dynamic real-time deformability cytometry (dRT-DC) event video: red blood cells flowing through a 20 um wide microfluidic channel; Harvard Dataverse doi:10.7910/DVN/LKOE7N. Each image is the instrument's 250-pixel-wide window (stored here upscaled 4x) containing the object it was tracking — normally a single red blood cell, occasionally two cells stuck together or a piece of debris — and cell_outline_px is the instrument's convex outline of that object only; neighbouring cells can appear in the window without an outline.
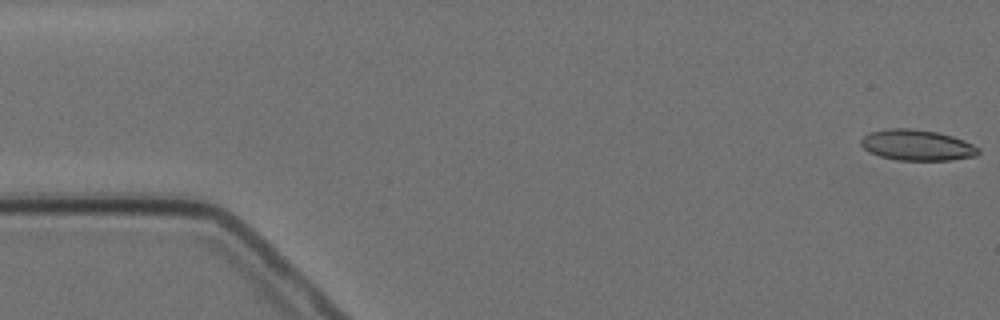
{"species": "Egyptian fruit bat (a non-hibernating species)", "species_latin": "Rousettus aegyptiacus", "temperature_condition": "cold", "stored_images_in_passage": 15, "camera_frame_rate_fps": 3000, "um_per_image_px": 0.085, "animal": {"sex": "female"}, "frame": {"image": 1, "passage_image": 1, "time_ms": 0.0, "image_size_px": [1000, 320], "cell_outline_px": [[980, 152], [976, 156], [952, 160], [896, 160], [880, 156], [868, 152], [860, 144], [860, 140], [868, 132], [888, 128], [912, 128], [936, 132], [952, 136], [964, 140], [980, 148]], "centroid_in_image_um": [77.93, 12.33], "position_along_channel_um": 7.1, "area_um2": 21.27}}
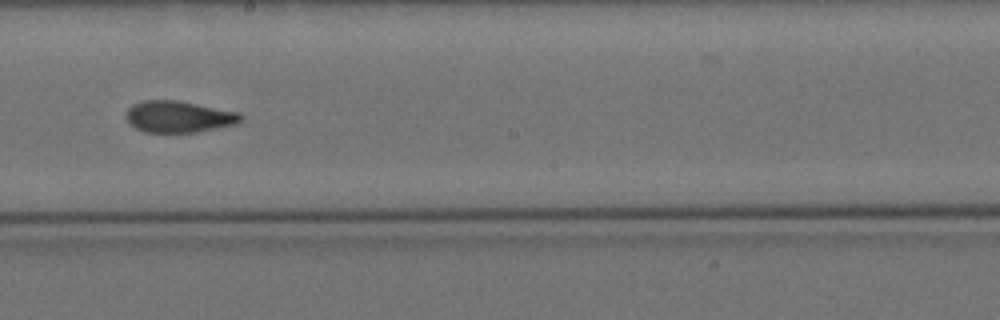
{"frame": {"image": 2, "passage_image": 9, "time_ms": 10.0, "image_size_px": [1000, 320], "cell_outline_px": [[244, 120], [236, 124], [196, 132], [144, 132], [128, 124], [128, 108], [132, 104], [140, 100], [176, 100], [240, 112], [244, 116]], "centroid_in_image_um": [15.22, 9.91], "position_along_channel_um": 233.0, "area_um2": 21.15}}
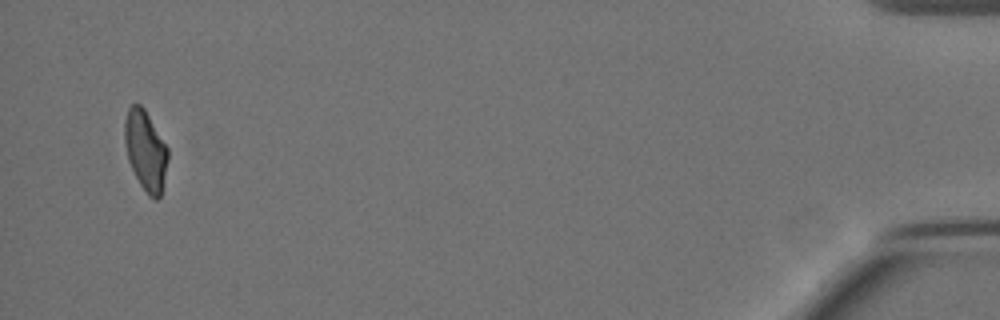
{"frame": {"image": 3, "passage_image": 15, "time_ms": 18.0, "image_size_px": [1000, 320], "cell_outline_px": [[168, 160], [160, 196], [156, 200], [148, 196], [140, 184], [128, 160], [124, 140], [124, 120], [128, 108], [132, 104], [140, 104], [144, 108], [168, 148]], "centroid_in_image_um": [12.36, 12.78], "position_along_channel_um": 422.8, "area_um2": 20.06}, "authors_computed_cell_mechanics": {"area_um2": 21.2704, "velocity_mm_per_s": 3.5022, "shape_relaxation_time_tau1_ms": null, "shape_relaxation_time_tau2_ms": 2.5942, "deformation_change_tau1": null, "deformation_change_tau2": 0.088}}